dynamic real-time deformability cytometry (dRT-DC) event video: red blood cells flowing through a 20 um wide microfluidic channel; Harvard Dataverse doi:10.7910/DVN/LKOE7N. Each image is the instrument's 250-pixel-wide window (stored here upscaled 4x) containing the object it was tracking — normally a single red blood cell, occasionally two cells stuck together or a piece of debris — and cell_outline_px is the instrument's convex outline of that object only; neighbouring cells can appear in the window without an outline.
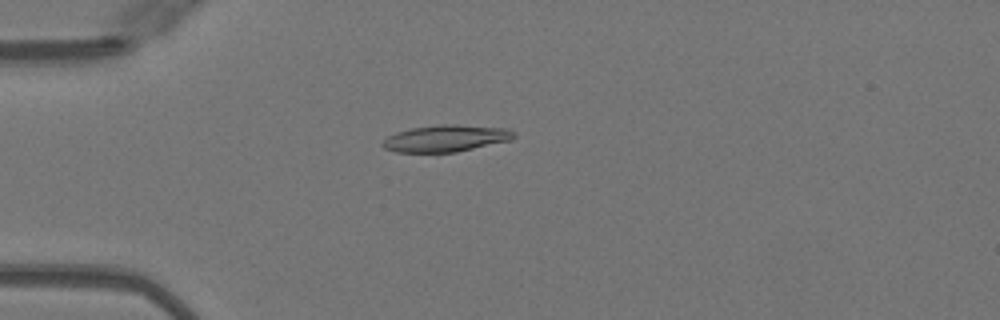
{"species": "Egyptian fruit bat (a non-hibernating species)", "species_latin": "Rousettus aegyptiacus", "temperature_condition": "warm", "stored_images_in_passage": 50, "camera_frame_rate_fps": 3000, "um_per_image_px": 0.085, "animal": {"sex": "female"}, "frame": {"image": 1, "passage_image": 14, "time_ms": 4.333, "image_size_px": [1000, 320], "cell_outline_px": [[516, 136], [512, 140], [456, 152], [396, 152], [384, 148], [380, 144], [388, 136], [396, 132], [412, 128], [440, 124], [452, 124], [508, 128], [516, 132]], "centroid_in_image_um": [37.93, 11.76], "position_along_channel_um": 47.1, "area_um2": 20.58}}
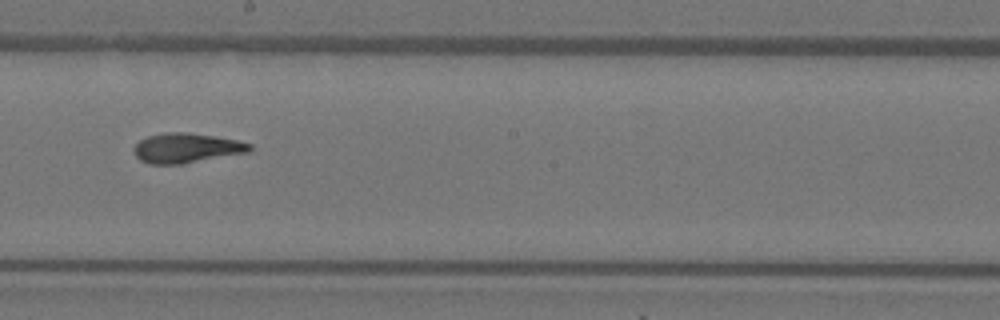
{"frame": {"image": 2, "passage_image": 29, "time_ms": 9.333, "image_size_px": [1000, 320], "cell_outline_px": [[252, 148], [248, 152], [184, 164], [148, 164], [140, 160], [136, 156], [132, 148], [140, 140], [148, 136], [168, 132], [184, 132], [216, 136], [236, 140], [252, 144]], "centroid_in_image_um": [15.83, 12.59], "position_along_channel_um": 232.4, "area_um2": 20.11}}
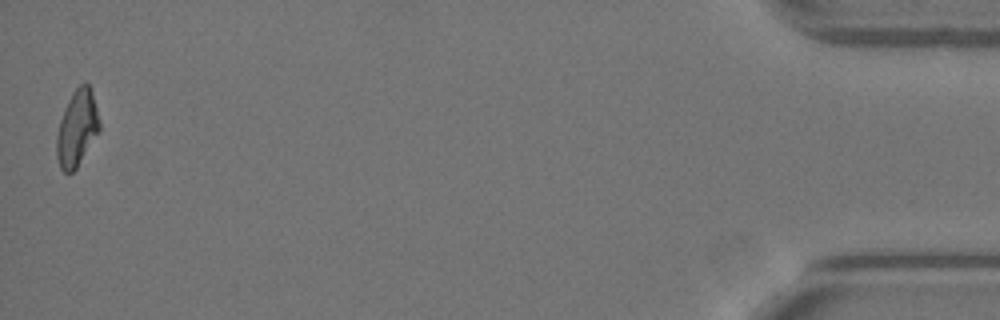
{"frame": {"image": 3, "passage_image": 50, "time_ms": 16.333, "image_size_px": [1000, 320], "cell_outline_px": [[100, 128], [76, 168], [72, 172], [64, 172], [60, 168], [56, 156], [56, 136], [60, 120], [64, 108], [72, 92], [84, 80], [88, 84], [92, 92], [100, 120]], "centroid_in_image_um": [6.53, 10.87], "position_along_channel_um": 428.7, "area_um2": 18.84}, "authors_computed_cell_mechanics": {"area_um2": 19.7676, "velocity_mm_per_s": 4.0819, "shape_relaxation_time_tau1_ms": 6.474, "shape_relaxation_time_tau2_ms": 2.5213, "deformation_change_tau1": 0.2298, "deformation_change_tau2": 0.1131}}